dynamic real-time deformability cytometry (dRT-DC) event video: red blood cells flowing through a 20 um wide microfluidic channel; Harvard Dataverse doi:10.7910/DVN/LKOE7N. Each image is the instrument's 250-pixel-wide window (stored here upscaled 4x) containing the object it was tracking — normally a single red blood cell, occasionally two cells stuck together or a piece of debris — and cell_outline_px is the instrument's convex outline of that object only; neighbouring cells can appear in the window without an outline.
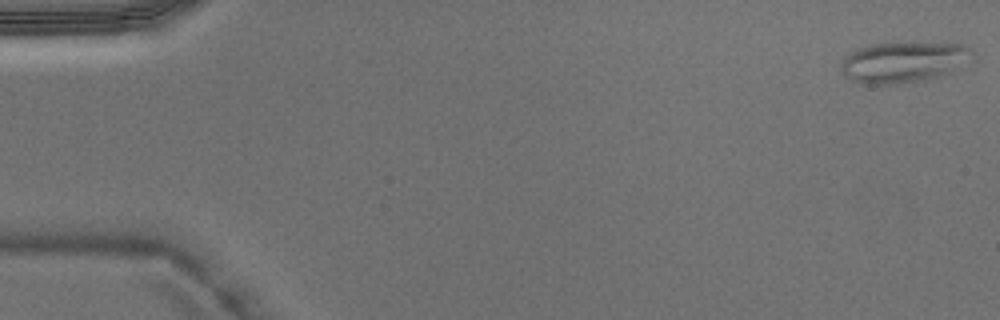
{"species": "Egyptian fruit bat (a non-hibernating species)", "species_latin": "Rousettus aegyptiacus", "temperature_condition": "warm", "stored_images_in_passage": 5, "camera_frame_rate_fps": 3000, "um_per_image_px": 0.085, "animal": {"sex": "male"}, "frame": {"image": 1, "passage_image": 5, "time_ms": 1.333, "image_size_px": [1000, 320], "cell_outline_px": [[972, 52], [940, 76], [892, 84], [864, 84], [852, 80], [844, 76], [840, 72], [840, 64], [844, 56], [848, 52], [868, 44], [884, 40], [912, 40], [964, 44]], "centroid_in_image_um": [76.59, 5.19], "position_along_channel_um": 8.4, "area_um2": 31.56}}